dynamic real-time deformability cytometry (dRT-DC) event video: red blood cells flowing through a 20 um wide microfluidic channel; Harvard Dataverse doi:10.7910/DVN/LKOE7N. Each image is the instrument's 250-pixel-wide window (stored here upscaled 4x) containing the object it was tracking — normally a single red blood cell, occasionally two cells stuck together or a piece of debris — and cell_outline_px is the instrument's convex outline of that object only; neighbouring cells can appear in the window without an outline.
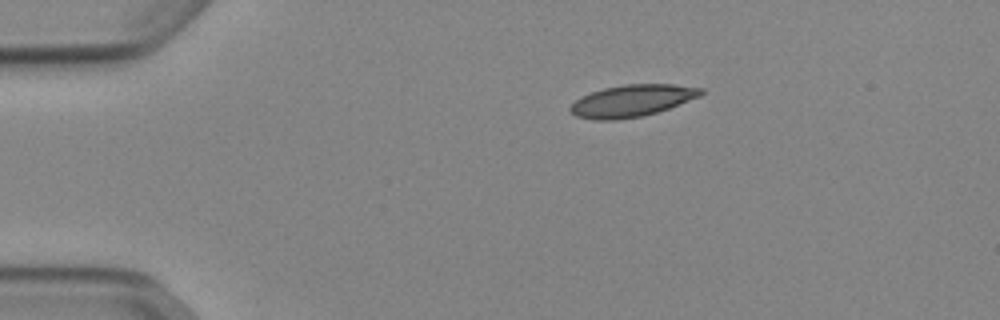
{"species": "Egyptian fruit bat (a non-hibernating species)", "species_latin": "Rousettus aegyptiacus", "temperature_condition": "cold", "stored_images_in_passage": 43, "camera_frame_rate_fps": 3000, "um_per_image_px": 0.085, "animal": {"sex": "female"}, "frame": {"image": 1, "passage_image": 1, "time_ms": 0.0, "image_size_px": [1000, 320], "cell_outline_px": [[704, 92], [700, 96], [668, 108], [656, 112], [640, 116], [616, 120], [596, 120], [576, 116], [568, 108], [580, 96], [604, 88], [624, 84], [676, 84], [704, 88]], "centroid_in_image_um": [53.72, 8.55], "position_along_channel_um": 31.3, "area_um2": 24.16}}
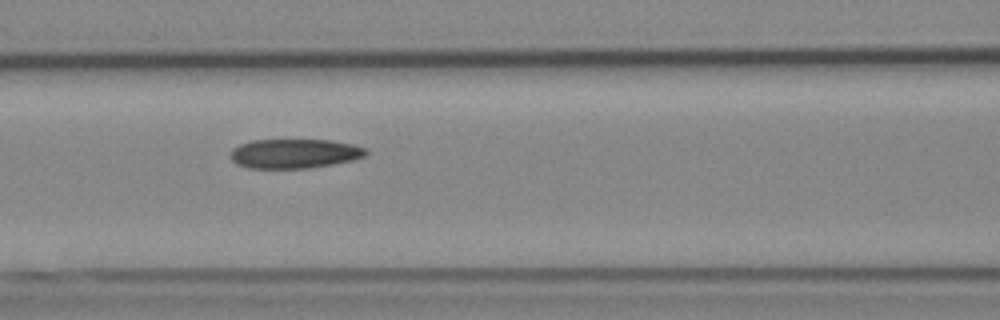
{"frame": {"image": 2, "passage_image": 14, "time_ms": 4.333, "image_size_px": [1000, 320], "cell_outline_px": [[368, 152], [364, 156], [356, 160], [308, 168], [248, 168], [236, 164], [228, 156], [232, 148], [240, 144], [252, 140], [332, 140], [352, 144], [368, 148]], "centroid_in_image_um": [25.03, 13.05], "position_along_channel_um": 141.6, "area_um2": 23.47}}
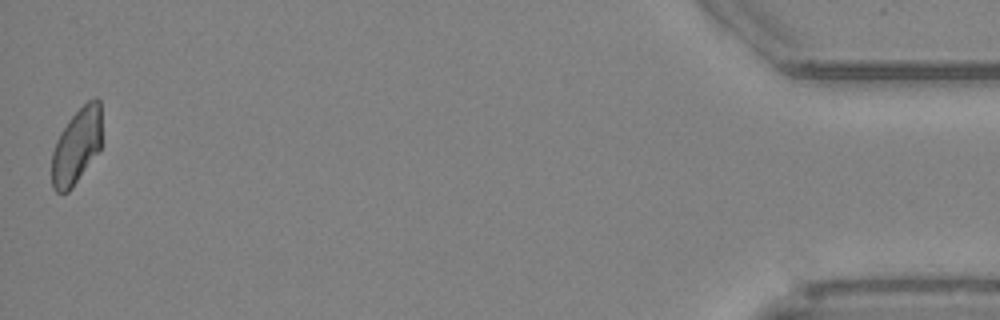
{"frame": {"image": 3, "passage_image": 43, "time_ms": 14.0, "image_size_px": [1000, 320], "cell_outline_px": [[100, 148], [72, 188], [68, 192], [56, 192], [52, 188], [52, 152], [56, 140], [60, 132], [68, 120], [88, 100], [96, 96], [100, 100]], "centroid_in_image_um": [6.48, 12.41], "position_along_channel_um": 428.7, "area_um2": 21.79}}